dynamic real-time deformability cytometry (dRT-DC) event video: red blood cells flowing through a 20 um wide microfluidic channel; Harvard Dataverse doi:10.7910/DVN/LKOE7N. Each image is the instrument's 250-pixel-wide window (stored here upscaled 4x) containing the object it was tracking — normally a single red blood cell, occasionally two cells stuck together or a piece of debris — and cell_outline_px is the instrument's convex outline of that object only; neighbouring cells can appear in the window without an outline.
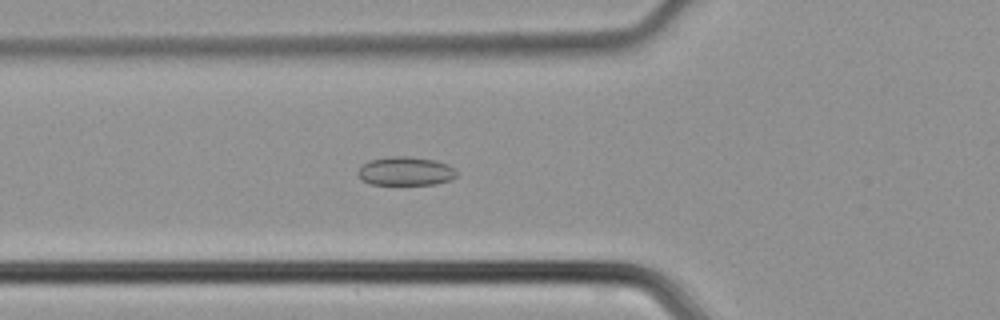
{"species": "common noctule bat (a hibernating species)", "species_latin": "Nyctalus noctula", "temperature_condition": "cold", "stored_images_in_passage": 45, "camera_frame_rate_fps": 3000, "um_per_image_px": 0.085, "animal": {"sex": "male", "body_mass_g": 21.5, "forearm_length_mm": 52.0}, "frame": {"image": 1, "passage_image": 16, "time_ms": 5.0, "image_size_px": [1000, 320], "cell_outline_px": [[456, 176], [452, 180], [436, 184], [372, 184], [364, 180], [356, 172], [368, 160], [388, 156], [408, 156], [436, 160], [448, 164], [456, 168]], "centroid_in_image_um": [34.52, 14.53], "position_along_channel_um": 91.3, "area_um2": 16.59}}
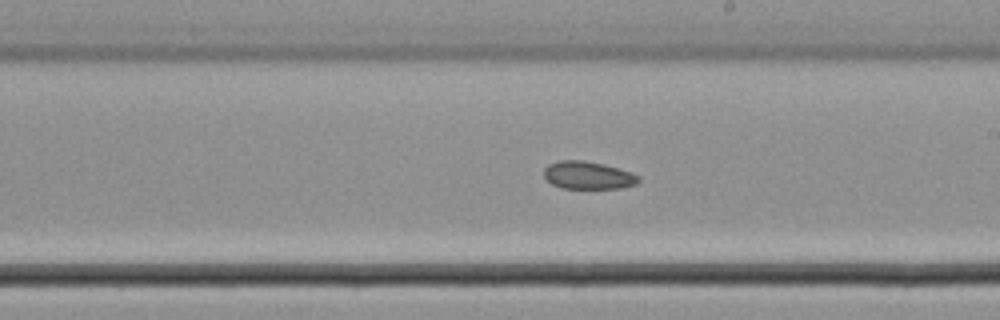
{"frame": {"image": 2, "passage_image": 26, "time_ms": 8.333, "image_size_px": [1000, 320], "cell_outline_px": [[640, 180], [636, 184], [620, 188], [564, 188], [552, 184], [544, 176], [544, 168], [548, 164], [560, 160], [584, 160], [604, 164], [632, 172], [640, 176]], "centroid_in_image_um": [50.0, 14.89], "position_along_channel_um": 239.0, "area_um2": 15.32}}
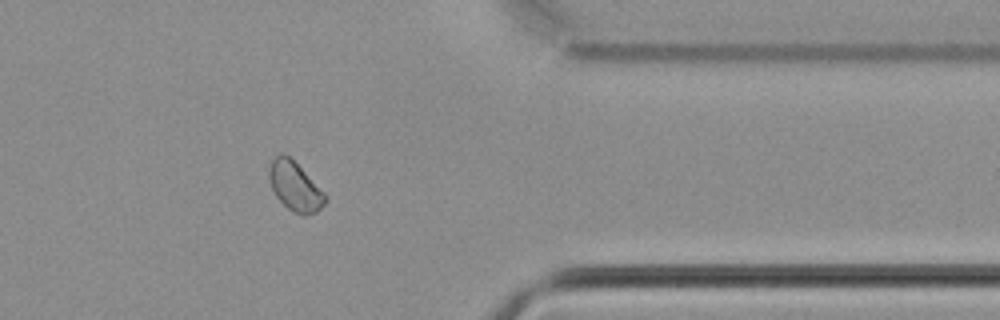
{"frame": {"image": 3, "passage_image": 37, "time_ms": 12.0, "image_size_px": [1000, 320], "cell_outline_px": [[328, 196], [324, 204], [316, 212], [304, 216], [300, 216], [292, 212], [276, 196], [272, 188], [268, 176], [268, 168], [272, 160], [280, 152], [284, 152]], "centroid_in_image_um": [25.06, 15.86], "position_along_channel_um": 386.3, "area_um2": 15.9}}